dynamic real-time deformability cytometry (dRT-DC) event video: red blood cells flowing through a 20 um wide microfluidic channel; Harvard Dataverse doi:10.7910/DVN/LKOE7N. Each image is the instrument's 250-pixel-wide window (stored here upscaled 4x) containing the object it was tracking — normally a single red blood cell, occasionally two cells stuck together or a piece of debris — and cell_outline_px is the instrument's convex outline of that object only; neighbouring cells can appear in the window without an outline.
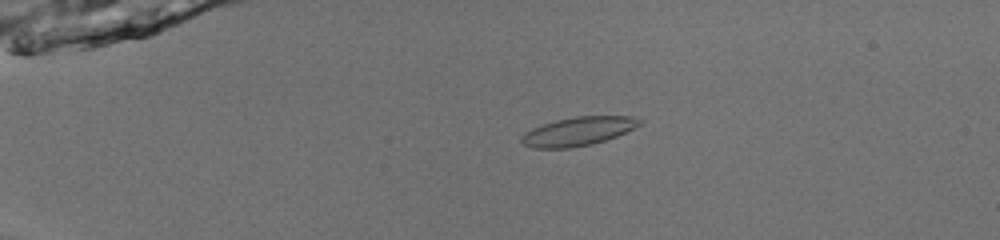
{"species": "common noctule bat (a hibernating species)", "species_latin": "Nyctalus noctula", "temperature_condition": "room temperature", "stored_images_in_passage": 50, "camera_frame_rate_fps": 3000, "um_per_image_px": 0.085, "animal": {"sex": "male", "body_mass_g": 13.0, "forearm_length_mm": 53.1}, "frame": {"image": 1, "passage_image": 11, "time_ms": 3.333, "image_size_px": [1000, 240], "cell_outline_px": [[644, 120], [640, 124], [616, 136], [592, 144], [572, 148], [532, 148], [524, 144], [520, 140], [520, 136], [532, 128], [556, 120], [576, 116], [632, 116]], "centroid_in_image_um": [49.12, 11.16], "position_along_channel_um": 35.9, "area_um2": 19.59}}
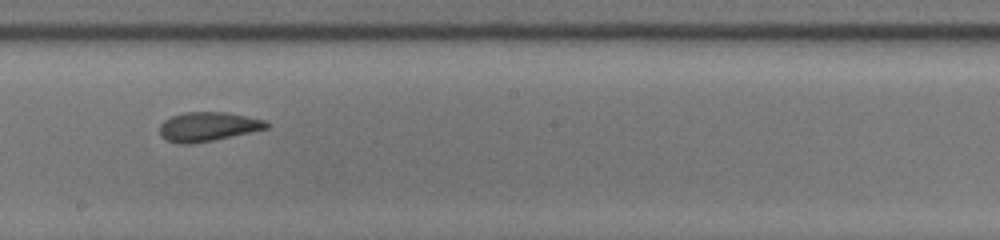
{"frame": {"image": 2, "passage_image": 30, "time_ms": 9.667, "image_size_px": [1000, 240], "cell_outline_px": [[268, 128], [212, 140], [188, 144], [180, 144], [168, 140], [160, 136], [160, 124], [164, 120], [172, 116], [184, 112], [224, 112], [264, 120], [268, 124]], "centroid_in_image_um": [17.62, 10.76], "position_along_channel_um": 230.6, "area_um2": 17.8}}
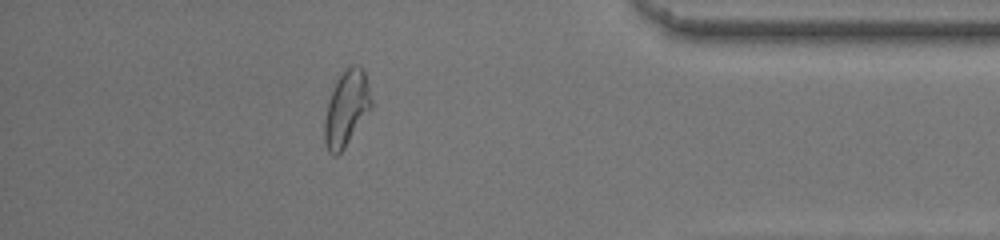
{"frame": {"image": 3, "passage_image": 45, "time_ms": 14.667, "image_size_px": [1000, 240], "cell_outline_px": [[372, 108], [344, 148], [336, 156], [332, 156], [328, 152], [324, 144], [324, 120], [328, 104], [336, 80], [352, 64], [360, 64], [364, 72], [372, 100]], "centroid_in_image_um": [29.45, 9.25], "position_along_channel_um": 405.8, "area_um2": 20.4}, "authors_computed_cell_mechanics": {"area_um2": 19.6231, "velocity_mm_per_s": 3.9996, "shape_relaxation_time_tau1_ms": 4.1861, "shape_relaxation_time_tau2_ms": 1.276, "deformation_change_tau1": 0.134, "deformation_change_tau2": 0.0892}}